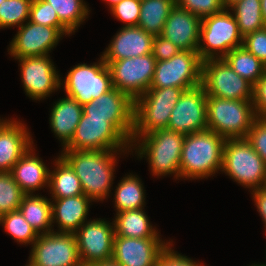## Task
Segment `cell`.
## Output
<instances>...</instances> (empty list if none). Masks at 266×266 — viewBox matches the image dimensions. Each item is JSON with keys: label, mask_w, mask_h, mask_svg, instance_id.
I'll return each instance as SVG.
<instances>
[{"label": "cell", "mask_w": 266, "mask_h": 266, "mask_svg": "<svg viewBox=\"0 0 266 266\" xmlns=\"http://www.w3.org/2000/svg\"><path fill=\"white\" fill-rule=\"evenodd\" d=\"M252 104L256 118L266 119V72L253 85Z\"/></svg>", "instance_id": "obj_42"}, {"label": "cell", "mask_w": 266, "mask_h": 266, "mask_svg": "<svg viewBox=\"0 0 266 266\" xmlns=\"http://www.w3.org/2000/svg\"><path fill=\"white\" fill-rule=\"evenodd\" d=\"M53 162V171L49 170V192L52 199H61L82 195L83 190L79 178L72 167L60 156Z\"/></svg>", "instance_id": "obj_27"}, {"label": "cell", "mask_w": 266, "mask_h": 266, "mask_svg": "<svg viewBox=\"0 0 266 266\" xmlns=\"http://www.w3.org/2000/svg\"><path fill=\"white\" fill-rule=\"evenodd\" d=\"M201 85L207 96L252 100L253 85L239 76L223 58L203 60Z\"/></svg>", "instance_id": "obj_11"}, {"label": "cell", "mask_w": 266, "mask_h": 266, "mask_svg": "<svg viewBox=\"0 0 266 266\" xmlns=\"http://www.w3.org/2000/svg\"><path fill=\"white\" fill-rule=\"evenodd\" d=\"M90 266H120V265L111 260L106 262H98Z\"/></svg>", "instance_id": "obj_46"}, {"label": "cell", "mask_w": 266, "mask_h": 266, "mask_svg": "<svg viewBox=\"0 0 266 266\" xmlns=\"http://www.w3.org/2000/svg\"><path fill=\"white\" fill-rule=\"evenodd\" d=\"M185 135L169 129H159L142 136H132L131 152L147 159L152 175L166 177L173 174L180 180V160Z\"/></svg>", "instance_id": "obj_3"}, {"label": "cell", "mask_w": 266, "mask_h": 266, "mask_svg": "<svg viewBox=\"0 0 266 266\" xmlns=\"http://www.w3.org/2000/svg\"><path fill=\"white\" fill-rule=\"evenodd\" d=\"M243 46L266 65V27L243 37Z\"/></svg>", "instance_id": "obj_40"}, {"label": "cell", "mask_w": 266, "mask_h": 266, "mask_svg": "<svg viewBox=\"0 0 266 266\" xmlns=\"http://www.w3.org/2000/svg\"><path fill=\"white\" fill-rule=\"evenodd\" d=\"M82 117L71 141L62 150L131 151L134 100L113 88L82 105Z\"/></svg>", "instance_id": "obj_1"}, {"label": "cell", "mask_w": 266, "mask_h": 266, "mask_svg": "<svg viewBox=\"0 0 266 266\" xmlns=\"http://www.w3.org/2000/svg\"><path fill=\"white\" fill-rule=\"evenodd\" d=\"M60 86H63L60 89L65 90L64 96L75 99L81 105L98 99L114 88L110 69L102 55L95 63H79L73 66L65 79L62 80L61 77Z\"/></svg>", "instance_id": "obj_9"}, {"label": "cell", "mask_w": 266, "mask_h": 266, "mask_svg": "<svg viewBox=\"0 0 266 266\" xmlns=\"http://www.w3.org/2000/svg\"><path fill=\"white\" fill-rule=\"evenodd\" d=\"M172 247L173 243L159 256L156 266H205L204 263L177 253Z\"/></svg>", "instance_id": "obj_41"}, {"label": "cell", "mask_w": 266, "mask_h": 266, "mask_svg": "<svg viewBox=\"0 0 266 266\" xmlns=\"http://www.w3.org/2000/svg\"><path fill=\"white\" fill-rule=\"evenodd\" d=\"M105 63L110 69L113 87L133 100L150 88L156 63L152 53Z\"/></svg>", "instance_id": "obj_12"}, {"label": "cell", "mask_w": 266, "mask_h": 266, "mask_svg": "<svg viewBox=\"0 0 266 266\" xmlns=\"http://www.w3.org/2000/svg\"><path fill=\"white\" fill-rule=\"evenodd\" d=\"M29 21L43 26L58 28L65 36L72 33L60 22L57 13L51 4L44 0H33L30 7Z\"/></svg>", "instance_id": "obj_36"}, {"label": "cell", "mask_w": 266, "mask_h": 266, "mask_svg": "<svg viewBox=\"0 0 266 266\" xmlns=\"http://www.w3.org/2000/svg\"><path fill=\"white\" fill-rule=\"evenodd\" d=\"M249 266H266V263H264V262H263V264L262 263H260V264L254 263V264L249 265Z\"/></svg>", "instance_id": "obj_49"}, {"label": "cell", "mask_w": 266, "mask_h": 266, "mask_svg": "<svg viewBox=\"0 0 266 266\" xmlns=\"http://www.w3.org/2000/svg\"><path fill=\"white\" fill-rule=\"evenodd\" d=\"M17 118L0 124V172H10L20 157L34 145L28 127Z\"/></svg>", "instance_id": "obj_19"}, {"label": "cell", "mask_w": 266, "mask_h": 266, "mask_svg": "<svg viewBox=\"0 0 266 266\" xmlns=\"http://www.w3.org/2000/svg\"><path fill=\"white\" fill-rule=\"evenodd\" d=\"M0 224L5 232L18 244L33 245L39 234L25 220L20 210L11 211L0 216Z\"/></svg>", "instance_id": "obj_33"}, {"label": "cell", "mask_w": 266, "mask_h": 266, "mask_svg": "<svg viewBox=\"0 0 266 266\" xmlns=\"http://www.w3.org/2000/svg\"><path fill=\"white\" fill-rule=\"evenodd\" d=\"M33 0H4L0 5V29L20 27L29 20Z\"/></svg>", "instance_id": "obj_34"}, {"label": "cell", "mask_w": 266, "mask_h": 266, "mask_svg": "<svg viewBox=\"0 0 266 266\" xmlns=\"http://www.w3.org/2000/svg\"><path fill=\"white\" fill-rule=\"evenodd\" d=\"M25 220L40 235L54 232L51 199L41 194H25L19 206Z\"/></svg>", "instance_id": "obj_26"}, {"label": "cell", "mask_w": 266, "mask_h": 266, "mask_svg": "<svg viewBox=\"0 0 266 266\" xmlns=\"http://www.w3.org/2000/svg\"><path fill=\"white\" fill-rule=\"evenodd\" d=\"M243 45V36L229 9L201 19L197 52L202 60L223 58Z\"/></svg>", "instance_id": "obj_8"}, {"label": "cell", "mask_w": 266, "mask_h": 266, "mask_svg": "<svg viewBox=\"0 0 266 266\" xmlns=\"http://www.w3.org/2000/svg\"><path fill=\"white\" fill-rule=\"evenodd\" d=\"M225 142L221 135L208 129L186 135L180 160V179H206L220 173Z\"/></svg>", "instance_id": "obj_4"}, {"label": "cell", "mask_w": 266, "mask_h": 266, "mask_svg": "<svg viewBox=\"0 0 266 266\" xmlns=\"http://www.w3.org/2000/svg\"><path fill=\"white\" fill-rule=\"evenodd\" d=\"M238 1L240 0H221L225 9H229L233 4H235Z\"/></svg>", "instance_id": "obj_47"}, {"label": "cell", "mask_w": 266, "mask_h": 266, "mask_svg": "<svg viewBox=\"0 0 266 266\" xmlns=\"http://www.w3.org/2000/svg\"><path fill=\"white\" fill-rule=\"evenodd\" d=\"M223 59L239 76L252 85L266 72V65L243 45L231 50Z\"/></svg>", "instance_id": "obj_30"}, {"label": "cell", "mask_w": 266, "mask_h": 266, "mask_svg": "<svg viewBox=\"0 0 266 266\" xmlns=\"http://www.w3.org/2000/svg\"><path fill=\"white\" fill-rule=\"evenodd\" d=\"M92 200L84 194L61 199H53L52 223L59 228L54 232L75 233L87 220ZM91 203V204H90Z\"/></svg>", "instance_id": "obj_23"}, {"label": "cell", "mask_w": 266, "mask_h": 266, "mask_svg": "<svg viewBox=\"0 0 266 266\" xmlns=\"http://www.w3.org/2000/svg\"><path fill=\"white\" fill-rule=\"evenodd\" d=\"M167 129L182 135L207 130V94L199 85L185 90L171 112Z\"/></svg>", "instance_id": "obj_16"}, {"label": "cell", "mask_w": 266, "mask_h": 266, "mask_svg": "<svg viewBox=\"0 0 266 266\" xmlns=\"http://www.w3.org/2000/svg\"><path fill=\"white\" fill-rule=\"evenodd\" d=\"M24 195L11 172H0V216L19 210Z\"/></svg>", "instance_id": "obj_35"}, {"label": "cell", "mask_w": 266, "mask_h": 266, "mask_svg": "<svg viewBox=\"0 0 266 266\" xmlns=\"http://www.w3.org/2000/svg\"><path fill=\"white\" fill-rule=\"evenodd\" d=\"M202 62L197 51L182 50L169 60L156 61L150 88H195L202 84Z\"/></svg>", "instance_id": "obj_10"}, {"label": "cell", "mask_w": 266, "mask_h": 266, "mask_svg": "<svg viewBox=\"0 0 266 266\" xmlns=\"http://www.w3.org/2000/svg\"><path fill=\"white\" fill-rule=\"evenodd\" d=\"M63 36L65 35L56 27L43 26L28 20L18 27L7 52L11 58L50 55Z\"/></svg>", "instance_id": "obj_17"}, {"label": "cell", "mask_w": 266, "mask_h": 266, "mask_svg": "<svg viewBox=\"0 0 266 266\" xmlns=\"http://www.w3.org/2000/svg\"><path fill=\"white\" fill-rule=\"evenodd\" d=\"M153 38L139 26H122L101 55L104 61H117L150 54Z\"/></svg>", "instance_id": "obj_20"}, {"label": "cell", "mask_w": 266, "mask_h": 266, "mask_svg": "<svg viewBox=\"0 0 266 266\" xmlns=\"http://www.w3.org/2000/svg\"><path fill=\"white\" fill-rule=\"evenodd\" d=\"M176 5L188 10L200 19L222 12L225 8L221 0H175Z\"/></svg>", "instance_id": "obj_37"}, {"label": "cell", "mask_w": 266, "mask_h": 266, "mask_svg": "<svg viewBox=\"0 0 266 266\" xmlns=\"http://www.w3.org/2000/svg\"><path fill=\"white\" fill-rule=\"evenodd\" d=\"M50 55L40 57L14 58L20 66L21 83L32 100H43L60 90V74Z\"/></svg>", "instance_id": "obj_15"}, {"label": "cell", "mask_w": 266, "mask_h": 266, "mask_svg": "<svg viewBox=\"0 0 266 266\" xmlns=\"http://www.w3.org/2000/svg\"><path fill=\"white\" fill-rule=\"evenodd\" d=\"M264 189H266V172H265V179H264V183H263V187Z\"/></svg>", "instance_id": "obj_50"}, {"label": "cell", "mask_w": 266, "mask_h": 266, "mask_svg": "<svg viewBox=\"0 0 266 266\" xmlns=\"http://www.w3.org/2000/svg\"><path fill=\"white\" fill-rule=\"evenodd\" d=\"M144 209V210H143ZM113 218L115 235L129 238H161L151 224L145 208L123 211Z\"/></svg>", "instance_id": "obj_25"}, {"label": "cell", "mask_w": 266, "mask_h": 266, "mask_svg": "<svg viewBox=\"0 0 266 266\" xmlns=\"http://www.w3.org/2000/svg\"><path fill=\"white\" fill-rule=\"evenodd\" d=\"M173 243L161 238H129L115 235L112 261L120 266H156L159 256Z\"/></svg>", "instance_id": "obj_18"}, {"label": "cell", "mask_w": 266, "mask_h": 266, "mask_svg": "<svg viewBox=\"0 0 266 266\" xmlns=\"http://www.w3.org/2000/svg\"><path fill=\"white\" fill-rule=\"evenodd\" d=\"M185 89L177 87L149 88L134 100L132 136H142L167 129L172 110Z\"/></svg>", "instance_id": "obj_6"}, {"label": "cell", "mask_w": 266, "mask_h": 266, "mask_svg": "<svg viewBox=\"0 0 266 266\" xmlns=\"http://www.w3.org/2000/svg\"><path fill=\"white\" fill-rule=\"evenodd\" d=\"M83 266L112 260L114 246V223L106 219H88L75 232Z\"/></svg>", "instance_id": "obj_14"}, {"label": "cell", "mask_w": 266, "mask_h": 266, "mask_svg": "<svg viewBox=\"0 0 266 266\" xmlns=\"http://www.w3.org/2000/svg\"><path fill=\"white\" fill-rule=\"evenodd\" d=\"M54 103L49 115V124L51 131L61 141L63 149L71 141L82 117V105L68 96Z\"/></svg>", "instance_id": "obj_24"}, {"label": "cell", "mask_w": 266, "mask_h": 266, "mask_svg": "<svg viewBox=\"0 0 266 266\" xmlns=\"http://www.w3.org/2000/svg\"><path fill=\"white\" fill-rule=\"evenodd\" d=\"M28 258L34 266H83L75 233L40 234Z\"/></svg>", "instance_id": "obj_13"}, {"label": "cell", "mask_w": 266, "mask_h": 266, "mask_svg": "<svg viewBox=\"0 0 266 266\" xmlns=\"http://www.w3.org/2000/svg\"><path fill=\"white\" fill-rule=\"evenodd\" d=\"M260 1H261V12H262L263 23L266 27V0H260Z\"/></svg>", "instance_id": "obj_45"}, {"label": "cell", "mask_w": 266, "mask_h": 266, "mask_svg": "<svg viewBox=\"0 0 266 266\" xmlns=\"http://www.w3.org/2000/svg\"><path fill=\"white\" fill-rule=\"evenodd\" d=\"M200 25L201 19L198 16L175 4L170 10L160 35L170 40L182 51H197Z\"/></svg>", "instance_id": "obj_21"}, {"label": "cell", "mask_w": 266, "mask_h": 266, "mask_svg": "<svg viewBox=\"0 0 266 266\" xmlns=\"http://www.w3.org/2000/svg\"><path fill=\"white\" fill-rule=\"evenodd\" d=\"M250 193L253 195L254 205H256V209L262 218L266 232V189L261 187L250 191Z\"/></svg>", "instance_id": "obj_44"}, {"label": "cell", "mask_w": 266, "mask_h": 266, "mask_svg": "<svg viewBox=\"0 0 266 266\" xmlns=\"http://www.w3.org/2000/svg\"><path fill=\"white\" fill-rule=\"evenodd\" d=\"M181 51L175 44L165 37L154 36L152 43V56L156 61H165L171 59Z\"/></svg>", "instance_id": "obj_43"}, {"label": "cell", "mask_w": 266, "mask_h": 266, "mask_svg": "<svg viewBox=\"0 0 266 266\" xmlns=\"http://www.w3.org/2000/svg\"><path fill=\"white\" fill-rule=\"evenodd\" d=\"M121 150H61V157L79 178L83 193L93 202L107 200L112 193L114 172ZM117 156V157H116Z\"/></svg>", "instance_id": "obj_2"}, {"label": "cell", "mask_w": 266, "mask_h": 266, "mask_svg": "<svg viewBox=\"0 0 266 266\" xmlns=\"http://www.w3.org/2000/svg\"><path fill=\"white\" fill-rule=\"evenodd\" d=\"M246 139L266 164V119L256 118Z\"/></svg>", "instance_id": "obj_39"}, {"label": "cell", "mask_w": 266, "mask_h": 266, "mask_svg": "<svg viewBox=\"0 0 266 266\" xmlns=\"http://www.w3.org/2000/svg\"><path fill=\"white\" fill-rule=\"evenodd\" d=\"M51 4L60 22L73 34L89 17V6L84 0H44Z\"/></svg>", "instance_id": "obj_31"}, {"label": "cell", "mask_w": 266, "mask_h": 266, "mask_svg": "<svg viewBox=\"0 0 266 266\" xmlns=\"http://www.w3.org/2000/svg\"><path fill=\"white\" fill-rule=\"evenodd\" d=\"M32 145L15 163L11 175L25 194L49 187V167L35 154ZM40 158V159H39Z\"/></svg>", "instance_id": "obj_22"}, {"label": "cell", "mask_w": 266, "mask_h": 266, "mask_svg": "<svg viewBox=\"0 0 266 266\" xmlns=\"http://www.w3.org/2000/svg\"><path fill=\"white\" fill-rule=\"evenodd\" d=\"M221 172L252 191L263 187L266 164L246 138L226 139Z\"/></svg>", "instance_id": "obj_7"}, {"label": "cell", "mask_w": 266, "mask_h": 266, "mask_svg": "<svg viewBox=\"0 0 266 266\" xmlns=\"http://www.w3.org/2000/svg\"><path fill=\"white\" fill-rule=\"evenodd\" d=\"M229 10H232L243 37L265 27L260 0H240L233 4Z\"/></svg>", "instance_id": "obj_32"}, {"label": "cell", "mask_w": 266, "mask_h": 266, "mask_svg": "<svg viewBox=\"0 0 266 266\" xmlns=\"http://www.w3.org/2000/svg\"><path fill=\"white\" fill-rule=\"evenodd\" d=\"M109 10L113 17L125 23L123 26H138L141 0H122Z\"/></svg>", "instance_id": "obj_38"}, {"label": "cell", "mask_w": 266, "mask_h": 266, "mask_svg": "<svg viewBox=\"0 0 266 266\" xmlns=\"http://www.w3.org/2000/svg\"><path fill=\"white\" fill-rule=\"evenodd\" d=\"M175 4V0H141L138 26L153 36L160 35Z\"/></svg>", "instance_id": "obj_29"}, {"label": "cell", "mask_w": 266, "mask_h": 266, "mask_svg": "<svg viewBox=\"0 0 266 266\" xmlns=\"http://www.w3.org/2000/svg\"><path fill=\"white\" fill-rule=\"evenodd\" d=\"M138 175L128 173L117 184L114 191V208L116 213L145 207V192Z\"/></svg>", "instance_id": "obj_28"}, {"label": "cell", "mask_w": 266, "mask_h": 266, "mask_svg": "<svg viewBox=\"0 0 266 266\" xmlns=\"http://www.w3.org/2000/svg\"><path fill=\"white\" fill-rule=\"evenodd\" d=\"M105 1V3L109 6L108 8H112L113 6H115L116 4H118L120 1L122 0H103Z\"/></svg>", "instance_id": "obj_48"}, {"label": "cell", "mask_w": 266, "mask_h": 266, "mask_svg": "<svg viewBox=\"0 0 266 266\" xmlns=\"http://www.w3.org/2000/svg\"><path fill=\"white\" fill-rule=\"evenodd\" d=\"M4 120H5V118H4V119H3V118H2V119L0 118V124H1Z\"/></svg>", "instance_id": "obj_52"}, {"label": "cell", "mask_w": 266, "mask_h": 266, "mask_svg": "<svg viewBox=\"0 0 266 266\" xmlns=\"http://www.w3.org/2000/svg\"><path fill=\"white\" fill-rule=\"evenodd\" d=\"M256 119L252 100L207 96V127L224 139L246 138Z\"/></svg>", "instance_id": "obj_5"}, {"label": "cell", "mask_w": 266, "mask_h": 266, "mask_svg": "<svg viewBox=\"0 0 266 266\" xmlns=\"http://www.w3.org/2000/svg\"><path fill=\"white\" fill-rule=\"evenodd\" d=\"M25 266H34L31 262H27V264Z\"/></svg>", "instance_id": "obj_51"}]
</instances>
